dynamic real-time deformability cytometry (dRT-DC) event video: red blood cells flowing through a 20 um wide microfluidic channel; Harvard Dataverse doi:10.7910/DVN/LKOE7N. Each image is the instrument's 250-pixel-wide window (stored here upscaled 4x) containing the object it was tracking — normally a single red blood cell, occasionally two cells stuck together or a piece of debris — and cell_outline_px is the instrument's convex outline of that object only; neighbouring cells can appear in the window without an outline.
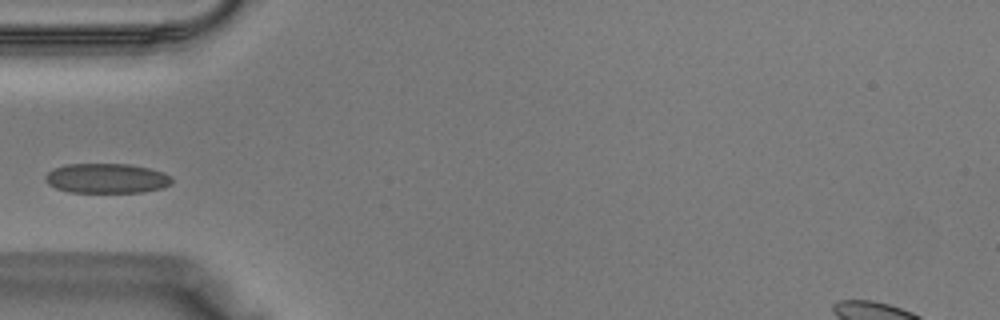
{"species": "Egyptian fruit bat (a non-hibernating species)", "species_latin": "Rousettus aegyptiacus", "temperature_condition": "warm", "stored_images_in_passage": 28, "camera_frame_rate_fps": 3000, "um_per_image_px": 0.085, "animal": {"sex": "male"}, "frame": {"image": 1, "passage_image": 1, "time_ms": 0.0, "image_size_px": [1000, 320], "cell_outline_px": [[172, 184], [164, 188], [144, 192], [68, 192], [56, 188], [48, 184], [44, 180], [44, 176], [52, 168], [68, 164], [128, 164], [148, 168], [164, 172], [172, 176]], "centroid_in_image_um": [9.07, 15.16], "position_along_channel_um": 75.9, "area_um2": 22.2}}
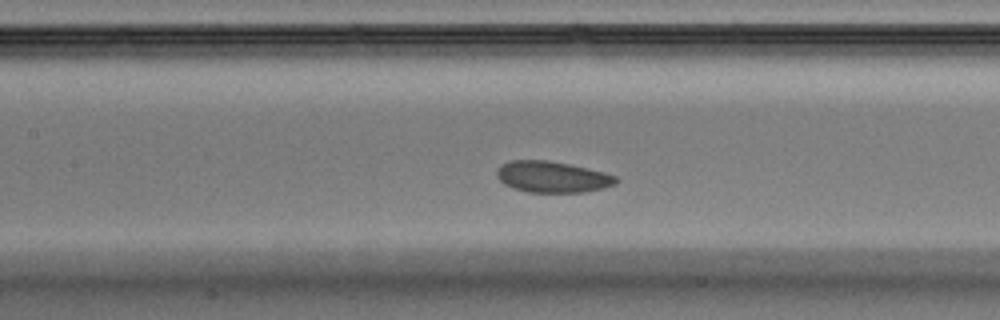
{"frame": {"image": 2, "passage_image": 6, "time_ms": 1.667, "image_size_px": [1000, 320], "cell_outline_px": [[620, 180], [616, 184], [604, 188], [584, 192], [528, 192], [512, 188], [504, 184], [496, 176], [496, 168], [512, 160], [548, 160], [588, 168], [604, 172], [616, 176]], "centroid_in_image_um": [46.96, 15.04], "position_along_channel_um": 160.4, "area_um2": 21.79}}
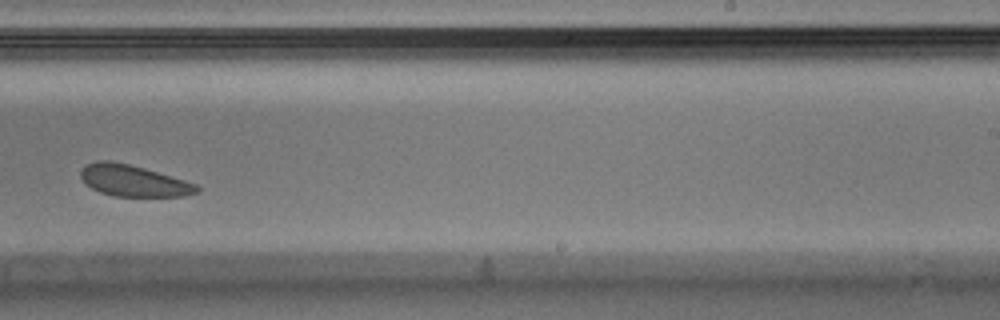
{"frame": {"image": 3, "passage_image": 13, "time_ms": 4.0, "image_size_px": [1000, 320], "cell_outline_px": [[200, 192], [184, 196], [112, 196], [100, 192], [92, 188], [80, 176], [80, 172], [88, 164], [96, 160], [108, 160], [128, 164], [144, 168], [184, 180], [196, 184], [200, 188]], "centroid_in_image_um": [11.36, 15.37], "position_along_channel_um": 277.6, "area_um2": 20.98}}